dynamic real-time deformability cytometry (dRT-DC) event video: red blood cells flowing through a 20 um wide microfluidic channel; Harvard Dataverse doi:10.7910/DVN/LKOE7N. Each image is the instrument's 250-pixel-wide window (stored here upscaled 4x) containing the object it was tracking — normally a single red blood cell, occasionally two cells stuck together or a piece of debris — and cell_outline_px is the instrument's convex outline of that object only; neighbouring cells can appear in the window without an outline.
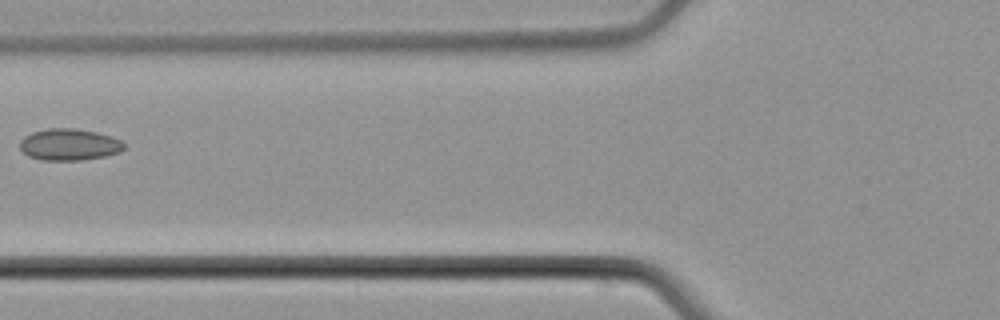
{"species": "common noctule bat (a hibernating species)", "species_latin": "Nyctalus noctula", "temperature_condition": "cold", "stored_images_in_passage": 3, "camera_frame_rate_fps": 3000, "um_per_image_px": 0.085, "animal": {"sex": "male", "body_mass_g": 21.5, "forearm_length_mm": 52.0}, "frame": {"image": 1, "passage_image": 2, "time_ms": 1.333, "image_size_px": [1000, 320], "cell_outline_px": [[124, 148], [120, 152], [104, 156], [80, 160], [44, 160], [28, 156], [20, 148], [20, 140], [24, 136], [32, 132], [48, 128], [76, 128], [96, 132], [112, 136], [120, 140], [124, 144]], "centroid_in_image_um": [5.87, 12.28], "position_along_channel_um": 119.9, "area_um2": 19.19}}
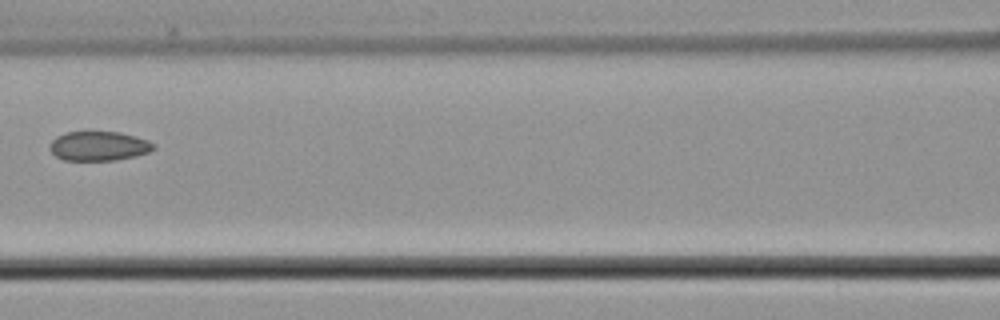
{"frame": {"image": 2, "passage_image": 3, "time_ms": 2.333, "image_size_px": [1000, 320], "cell_outline_px": [[156, 148], [148, 152], [136, 156], [116, 160], [64, 160], [56, 156], [48, 148], [48, 144], [56, 136], [64, 132], [88, 128], [120, 132], [136, 136], [148, 140], [156, 144]], "centroid_in_image_um": [8.37, 12.35], "position_along_channel_um": 158.2, "area_um2": 18.79}}